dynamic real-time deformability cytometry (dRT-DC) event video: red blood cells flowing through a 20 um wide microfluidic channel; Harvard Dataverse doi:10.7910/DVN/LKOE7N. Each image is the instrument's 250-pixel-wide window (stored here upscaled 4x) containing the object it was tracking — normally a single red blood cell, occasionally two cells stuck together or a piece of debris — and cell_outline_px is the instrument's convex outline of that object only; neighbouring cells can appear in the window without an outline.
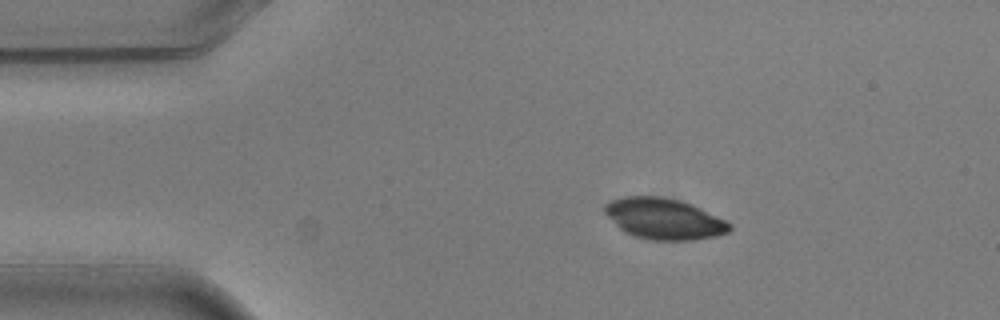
{"species": "common noctule bat (a hibernating species)", "species_latin": "Nyctalus noctula", "temperature_condition": "warm", "stored_images_in_passage": 5, "camera_frame_rate_fps": 3000, "um_per_image_px": 0.085, "animal": {"sex": "male", "body_mass_g": 20.5, "forearm_length_mm": 52.5}, "frame": {"image": 1, "passage_image": 2, "time_ms": 0.333, "image_size_px": [1000, 320], "cell_outline_px": [[732, 228], [728, 232], [716, 236], [692, 240], [648, 240], [624, 232], [604, 212], [604, 204], [612, 200], [624, 196], [664, 196], [680, 200], [692, 204], [732, 224]], "centroid_in_image_um": [56.44, 18.59], "position_along_channel_um": 28.6, "area_um2": 29.77}}